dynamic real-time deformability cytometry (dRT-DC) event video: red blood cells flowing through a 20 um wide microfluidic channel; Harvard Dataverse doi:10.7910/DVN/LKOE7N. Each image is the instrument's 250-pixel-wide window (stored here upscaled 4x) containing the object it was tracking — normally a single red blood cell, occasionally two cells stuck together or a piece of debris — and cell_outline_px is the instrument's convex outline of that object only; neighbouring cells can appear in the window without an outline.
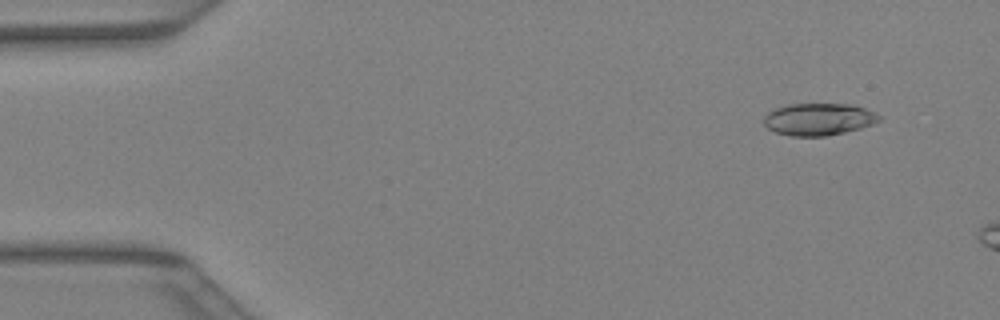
{"species": "Egyptian fruit bat (a non-hibernating species)", "species_latin": "Rousettus aegyptiacus", "temperature_condition": "warm", "stored_images_in_passage": 9, "camera_frame_rate_fps": 3000, "um_per_image_px": 0.085, "animal": {"sex": "female"}, "frame": {"image": 1, "passage_image": 4, "time_ms": 1.0, "image_size_px": [1000, 320], "cell_outline_px": [[880, 120], [872, 124], [860, 128], [844, 132], [824, 136], [792, 136], [776, 132], [768, 128], [764, 124], [764, 116], [768, 112], [776, 108], [788, 104], [852, 104], [864, 108], [880, 116]], "centroid_in_image_um": [69.56, 10.13], "position_along_channel_um": 15.4, "area_um2": 21.39}}